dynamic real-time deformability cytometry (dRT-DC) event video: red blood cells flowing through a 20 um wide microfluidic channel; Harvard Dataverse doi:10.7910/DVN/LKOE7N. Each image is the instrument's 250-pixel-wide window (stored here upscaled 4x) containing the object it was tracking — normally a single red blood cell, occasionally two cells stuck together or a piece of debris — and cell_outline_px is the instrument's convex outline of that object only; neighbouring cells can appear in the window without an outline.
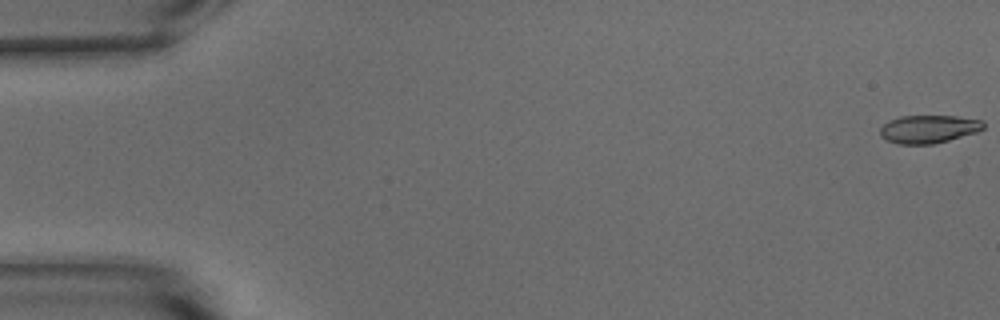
{"species": "common noctule bat (a hibernating species)", "species_latin": "Nyctalus noctula", "temperature_condition": "warm", "stored_images_in_passage": 10, "camera_frame_rate_fps": 3000, "um_per_image_px": 0.085, "animal": {"sex": "male", "body_mass_g": 15.6}, "frame": {"image": 1, "passage_image": 1, "time_ms": 0.0, "image_size_px": [1000, 320], "cell_outline_px": [[984, 128], [976, 132], [948, 140], [932, 144], [900, 144], [888, 140], [880, 136], [880, 128], [888, 120], [900, 116], [956, 116], [984, 120]], "centroid_in_image_um": [78.93, 10.96], "position_along_channel_um": 6.1, "area_um2": 16.82}}